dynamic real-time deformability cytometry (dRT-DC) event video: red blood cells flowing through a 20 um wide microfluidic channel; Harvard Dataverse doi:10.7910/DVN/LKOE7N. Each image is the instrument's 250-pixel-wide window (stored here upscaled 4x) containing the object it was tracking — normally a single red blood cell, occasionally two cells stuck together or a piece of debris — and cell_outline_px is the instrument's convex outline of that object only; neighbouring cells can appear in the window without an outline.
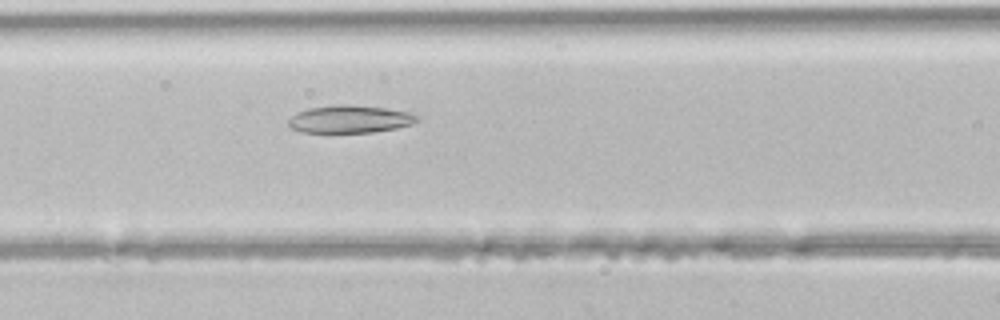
{"species": "common noctule bat (a hibernating species)", "species_latin": "Nyctalus noctula", "temperature_condition": "room temperature", "stored_images_in_passage": 38, "camera_frame_rate_fps": 3000, "um_per_image_px": 0.085, "animal": {"sex": "male", "body_mass_g": 21.5, "forearm_length_mm": 52.0}, "frame": {"image": 1, "passage_image": 12, "time_ms": 3.667, "image_size_px": [1000, 320], "cell_outline_px": [[420, 120], [412, 124], [396, 128], [372, 132], [300, 132], [292, 128], [288, 124], [288, 120], [296, 112], [308, 108], [336, 104], [348, 104], [384, 108], [408, 112], [420, 116]], "centroid_in_image_um": [29.74, 10.12], "position_along_channel_um": 136.9, "area_um2": 20.75}}
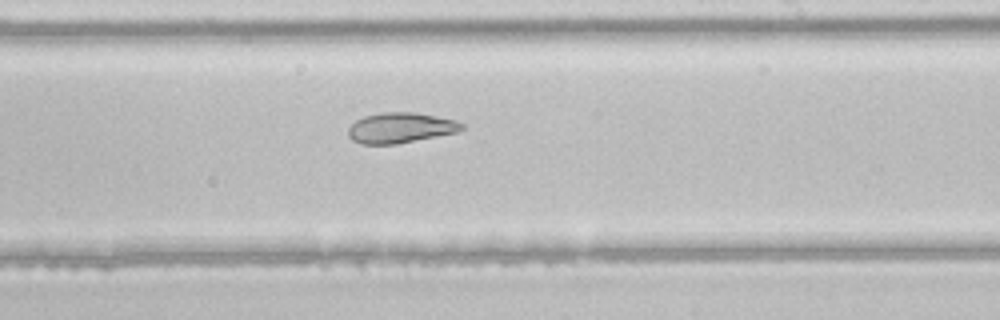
{"frame": {"image": 2, "passage_image": 20, "time_ms": 6.333, "image_size_px": [1000, 320], "cell_outline_px": [[464, 128], [456, 132], [396, 144], [360, 144], [352, 140], [348, 136], [348, 128], [356, 120], [364, 116], [380, 112], [416, 112], [456, 120], [464, 124]], "centroid_in_image_um": [34.01, 10.85], "position_along_channel_um": 255.0, "area_um2": 20.11}}
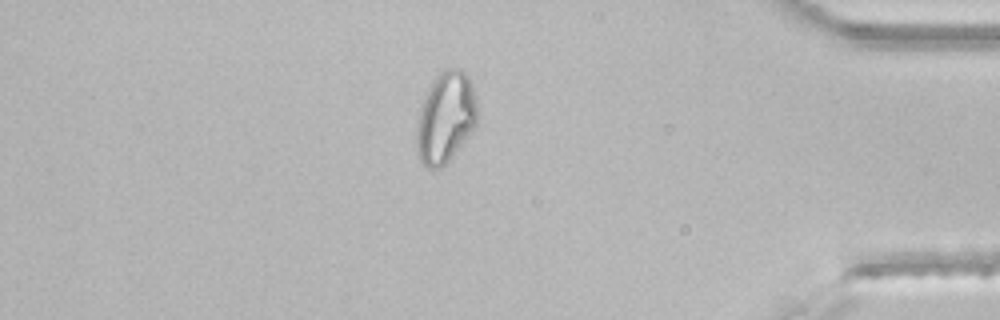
{"frame": {"image": 3, "passage_image": 32, "time_ms": 10.333, "image_size_px": [1000, 320], "cell_outline_px": [[476, 124], [472, 132], [452, 156], [440, 168], [428, 168], [420, 160], [416, 148], [416, 128], [420, 112], [428, 88], [432, 80], [444, 68], [460, 68], [468, 76], [476, 96]], "centroid_in_image_um": [37.87, 9.97], "position_along_channel_um": 397.3, "area_um2": 31.96}}